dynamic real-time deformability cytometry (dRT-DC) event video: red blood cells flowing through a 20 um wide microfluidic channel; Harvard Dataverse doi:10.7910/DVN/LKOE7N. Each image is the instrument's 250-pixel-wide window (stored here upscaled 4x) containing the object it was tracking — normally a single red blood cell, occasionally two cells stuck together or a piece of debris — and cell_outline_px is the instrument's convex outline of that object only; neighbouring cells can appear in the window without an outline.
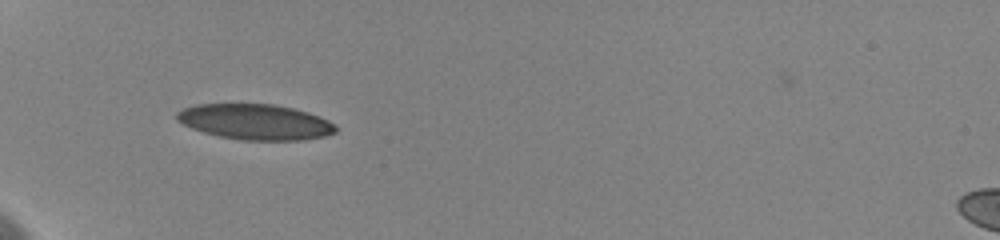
{"species": "human", "species_latin": "Homo sapiens", "temperature_condition": "cold", "stored_images_in_passage": 38, "camera_frame_rate_fps": 3000, "um_per_image_px": 0.085, "donor": {"sex": "female"}, "frame": {"image": 1, "passage_image": 1, "time_ms": 0.0, "image_size_px": [1000, 240], "cell_outline_px": [[336, 132], [324, 136], [300, 140], [240, 140], [220, 136], [204, 132], [192, 128], [176, 120], [176, 112], [184, 108], [196, 104], [272, 104], [292, 108], [308, 112], [328, 120], [336, 128]], "centroid_in_image_um": [21.67, 10.36], "position_along_channel_um": 63.3, "area_um2": 32.66}}
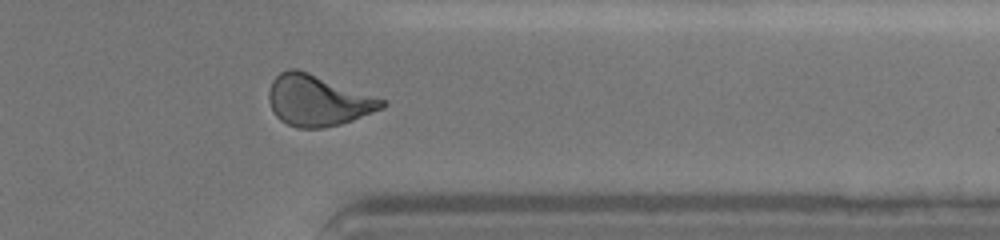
{"frame": {"image": 2, "passage_image": 27, "time_ms": 9.333, "image_size_px": [1000, 240], "cell_outline_px": [[388, 104], [384, 108], [352, 120], [340, 124], [324, 128], [296, 128], [280, 120], [276, 116], [268, 100], [268, 92], [272, 80], [280, 72], [288, 68], [296, 68], [308, 72], [388, 100]], "centroid_in_image_um": [27.03, 8.54], "position_along_channel_um": 384.4, "area_um2": 33.81}}
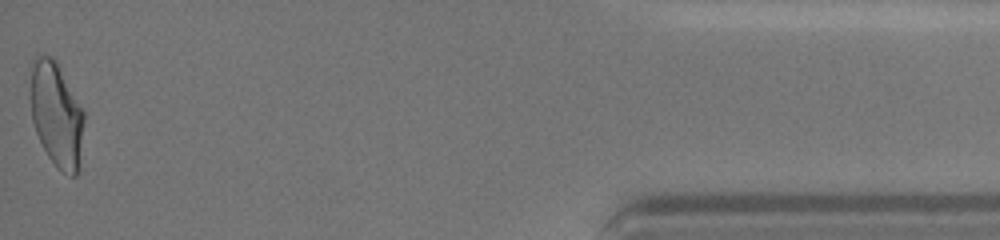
{"frame": {"image": 3, "passage_image": 38, "time_ms": 12.333, "image_size_px": [1000, 240], "cell_outline_px": [[84, 120], [80, 168], [76, 176], [72, 176], [60, 172], [56, 168], [48, 156], [36, 132], [32, 120], [28, 96], [28, 64], [36, 52], [52, 56], [56, 60], [84, 112]], "centroid_in_image_um": [4.73, 9.66], "position_along_channel_um": 430.5, "area_um2": 34.16}, "authors_computed_cell_mechanics": {"area_um2": 32.5125, "velocity_mm_per_s": 3.5939, "shape_relaxation_time_tau1_ms": 5.3439, "shape_relaxation_time_tau2_ms": 1.5631, "deformation_change_tau1": 0.1652, "deformation_change_tau2": 0.0718}}